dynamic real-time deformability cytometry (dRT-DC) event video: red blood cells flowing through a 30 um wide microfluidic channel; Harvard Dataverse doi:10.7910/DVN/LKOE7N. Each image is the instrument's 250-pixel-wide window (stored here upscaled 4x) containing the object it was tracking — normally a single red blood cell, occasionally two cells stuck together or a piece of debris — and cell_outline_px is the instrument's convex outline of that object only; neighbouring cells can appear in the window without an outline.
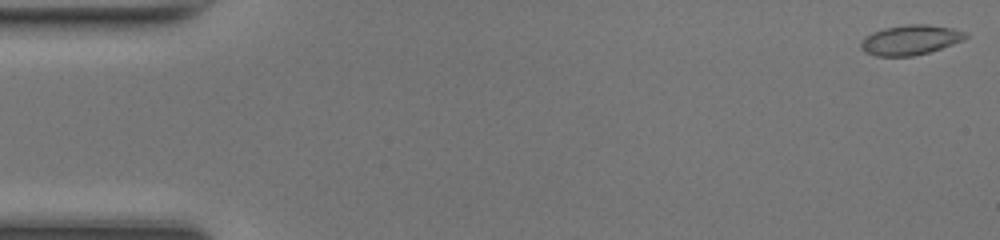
{"species": "common noctule bat (a hibernating species)", "species_latin": "Nyctalus noctula", "temperature_condition": "room temperature", "stored_images_in_passage": 49, "camera_frame_rate_fps": 3000, "um_per_image_px": 0.085, "animal": {"sex": "female", "body_mass_g": 17.0, "forearm_length_mm": 48.0}, "frame": {"image": 1, "passage_image": 1, "time_ms": 0.0, "image_size_px": [1000, 240], "cell_outline_px": [[968, 36], [964, 40], [928, 52], [912, 56], [876, 56], [864, 52], [860, 48], [860, 44], [864, 36], [872, 32], [884, 28], [904, 24], [928, 24], [952, 28], [968, 32]], "centroid_in_image_um": [77.36, 3.38], "position_along_channel_um": 7.6, "area_um2": 18.38}}
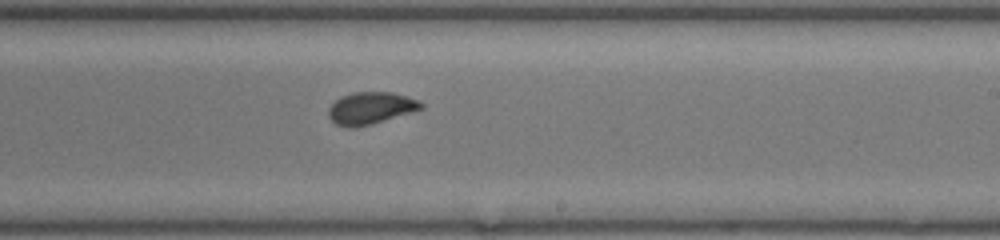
{"frame": {"image": 2, "passage_image": 29, "time_ms": 9.333, "image_size_px": [1000, 240], "cell_outline_px": [[424, 108], [412, 112], [372, 124], [356, 128], [348, 128], [336, 124], [328, 116], [328, 108], [340, 96], [352, 92], [392, 92], [420, 100], [424, 104]], "centroid_in_image_um": [31.51, 9.19], "position_along_channel_um": 257.5, "area_um2": 17.51}}
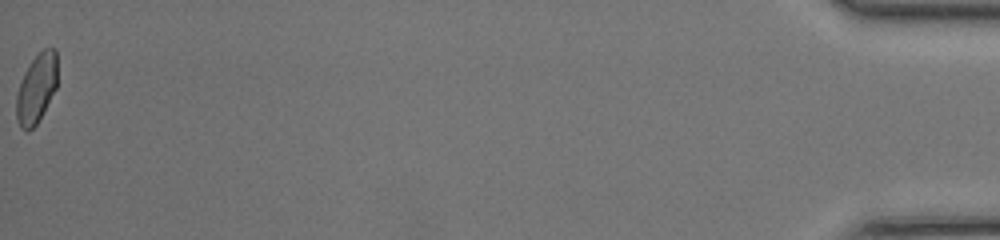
{"frame": {"image": 3, "passage_image": 49, "time_ms": 16.0, "image_size_px": [1000, 240], "cell_outline_px": [[56, 88], [36, 124], [28, 132], [20, 128], [16, 120], [16, 96], [24, 72], [32, 60], [44, 48], [56, 48]], "centroid_in_image_um": [3.08, 7.54], "position_along_channel_um": 432.1, "area_um2": 16.3}, "authors_computed_cell_mechanics": {"area_um2": 17.4556, "velocity_mm_per_s": 4.2652, "shape_relaxation_time_tau1_ms": 5.4648, "shape_relaxation_time_tau2_ms": null, "deformation_change_tau1": 0.1287, "deformation_change_tau2": null}}